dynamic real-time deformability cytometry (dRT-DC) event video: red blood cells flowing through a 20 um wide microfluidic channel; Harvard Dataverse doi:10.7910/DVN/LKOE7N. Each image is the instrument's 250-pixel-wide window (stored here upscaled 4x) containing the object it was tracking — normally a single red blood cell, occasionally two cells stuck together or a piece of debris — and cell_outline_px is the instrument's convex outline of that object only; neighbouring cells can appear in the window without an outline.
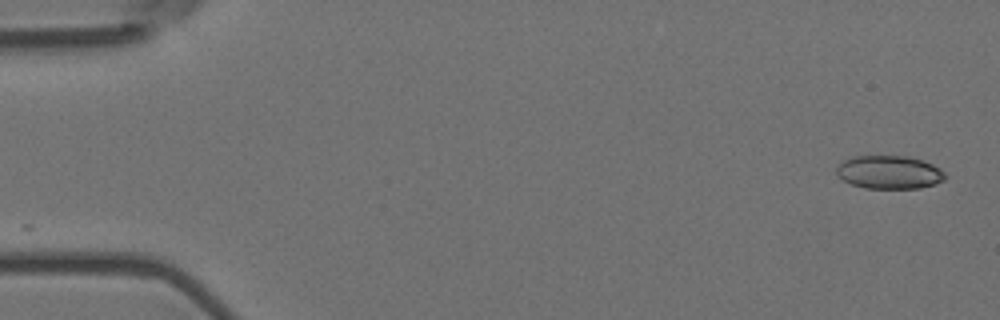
{"species": "Egyptian fruit bat (a non-hibernating species)", "species_latin": "Rousettus aegyptiacus", "temperature_condition": "room temperature", "stored_images_in_passage": 9, "camera_frame_rate_fps": 3000, "um_per_image_px": 0.085, "animal": {"sex": "female"}, "frame": {"image": 1, "passage_image": 1, "time_ms": 0.0, "image_size_px": [1000, 320], "cell_outline_px": [[944, 180], [936, 184], [920, 188], [864, 188], [852, 184], [836, 176], [836, 168], [844, 160], [852, 156], [912, 156], [932, 164], [940, 168], [944, 172]], "centroid_in_image_um": [75.58, 14.63], "position_along_channel_um": 9.4, "area_um2": 21.15}}
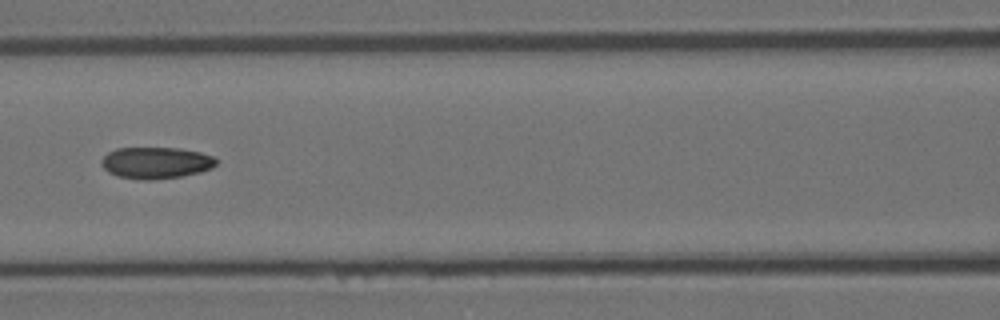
{"frame": {"image": 2, "passage_image": 7, "time_ms": 2.0, "image_size_px": [1000, 320], "cell_outline_px": [[216, 164], [212, 168], [200, 172], [180, 176], [152, 180], [144, 180], [116, 176], [108, 172], [100, 164], [100, 160], [108, 152], [116, 148], [180, 148], [200, 152], [212, 156], [216, 160]], "centroid_in_image_um": [13.22, 13.83], "position_along_channel_um": 153.4, "area_um2": 21.15}}
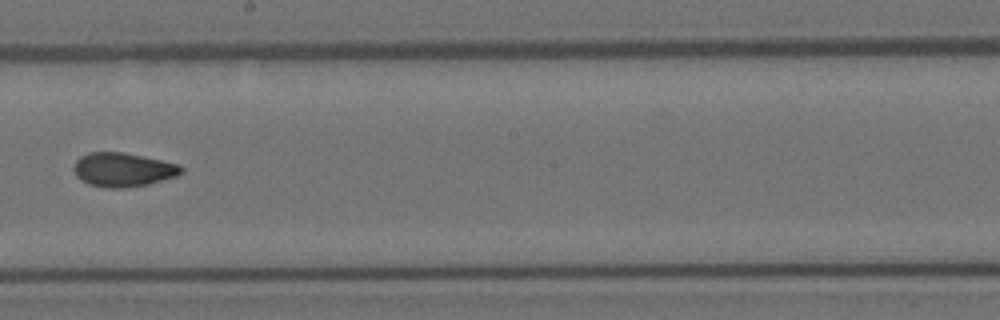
{"frame": {"image": 3, "passage_image": 9, "time_ms": 2.667, "image_size_px": [1000, 320], "cell_outline_px": [[184, 172], [176, 176], [148, 184], [124, 188], [104, 188], [88, 184], [80, 180], [76, 176], [72, 168], [76, 160], [80, 156], [88, 152], [124, 152], [144, 156], [180, 164], [184, 168]], "centroid_in_image_um": [10.44, 14.42], "position_along_channel_um": 237.8, "area_um2": 21.62}}